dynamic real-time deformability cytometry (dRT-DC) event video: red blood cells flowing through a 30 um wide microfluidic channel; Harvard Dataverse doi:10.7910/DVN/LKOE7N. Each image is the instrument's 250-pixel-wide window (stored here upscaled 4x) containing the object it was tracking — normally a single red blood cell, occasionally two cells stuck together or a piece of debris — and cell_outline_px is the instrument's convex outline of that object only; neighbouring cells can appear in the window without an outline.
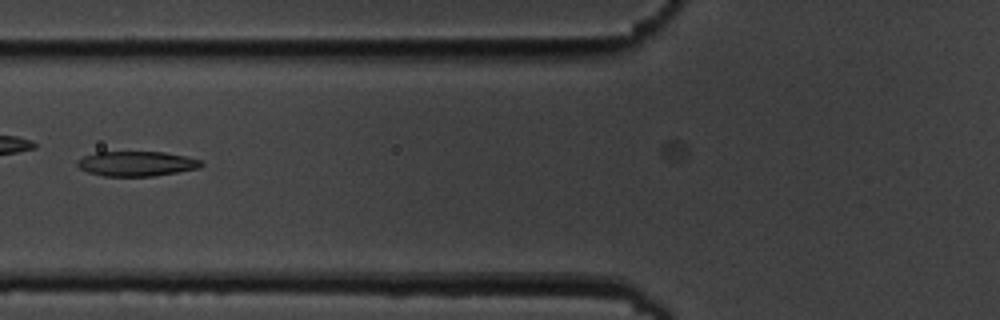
{"species": "common noctule bat (a hibernating species)", "species_latin": "Nyctalus noctula", "temperature_condition": "cold", "stored_images_in_passage": 9, "camera_frame_rate_fps": 3000, "um_per_image_px": 0.085, "animal": {"sex": "male", "body_mass_g": 19.5, "forearm_length_mm": 54.6}, "frame": {"image": 1, "passage_image": 6, "time_ms": 6.0, "image_size_px": [1000, 320], "cell_outline_px": [[204, 164], [200, 168], [152, 176], [104, 176], [88, 172], [80, 168], [76, 164], [76, 160], [84, 156], [96, 152], [164, 152], [184, 156], [200, 160]], "centroid_in_image_um": [11.59, 13.91], "position_along_channel_um": 114.2, "area_um2": 17.86}}
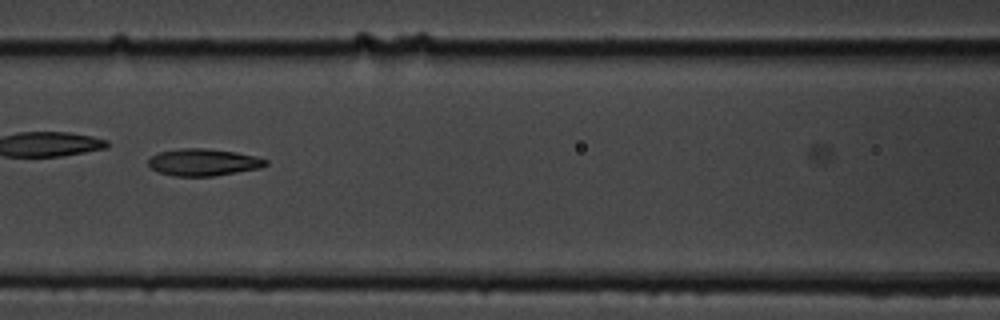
{"frame": {"image": 2, "passage_image": 7, "time_ms": 7.0, "image_size_px": [1000, 320], "cell_outline_px": [[268, 164], [260, 168], [216, 176], [172, 176], [160, 172], [152, 168], [148, 164], [148, 160], [152, 156], [160, 152], [180, 148], [204, 148], [236, 152], [256, 156], [268, 160]], "centroid_in_image_um": [17.31, 13.79], "position_along_channel_um": 149.3, "area_um2": 18.5}}